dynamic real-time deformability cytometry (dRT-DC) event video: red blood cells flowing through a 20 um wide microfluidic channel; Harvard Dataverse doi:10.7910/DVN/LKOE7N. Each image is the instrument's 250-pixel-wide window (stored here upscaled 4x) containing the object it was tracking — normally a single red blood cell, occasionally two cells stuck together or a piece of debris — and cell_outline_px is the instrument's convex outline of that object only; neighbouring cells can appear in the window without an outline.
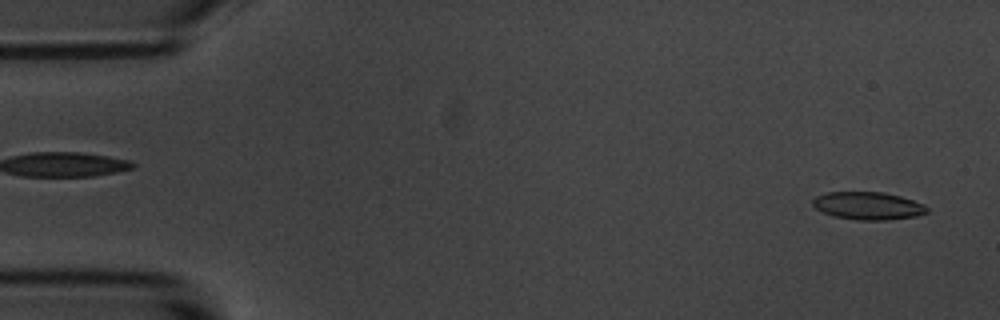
{"species": "common noctule bat (a hibernating species)", "species_latin": "Nyctalus noctula", "temperature_condition": "room temperature", "stored_images_in_passage": 4, "segment_of_instrument_passage": [2, 2], "camera_frame_rate_fps": 3000, "um_per_image_px": 0.085, "animal": {"sex": "male", "body_mass_g": 20.1, "forearm_length_mm": 53.5}, "frame": {"image": 1, "passage_image": 4, "time_ms": 4.333, "image_size_px": [1000, 320], "cell_outline_px": [[928, 212], [916, 216], [888, 220], [856, 220], [832, 216], [816, 208], [812, 204], [812, 200], [816, 196], [824, 192], [884, 192], [900, 196], [924, 204], [928, 208]], "centroid_in_image_um": [73.77, 17.49], "position_along_channel_um": 11.2, "area_um2": 18.55}}